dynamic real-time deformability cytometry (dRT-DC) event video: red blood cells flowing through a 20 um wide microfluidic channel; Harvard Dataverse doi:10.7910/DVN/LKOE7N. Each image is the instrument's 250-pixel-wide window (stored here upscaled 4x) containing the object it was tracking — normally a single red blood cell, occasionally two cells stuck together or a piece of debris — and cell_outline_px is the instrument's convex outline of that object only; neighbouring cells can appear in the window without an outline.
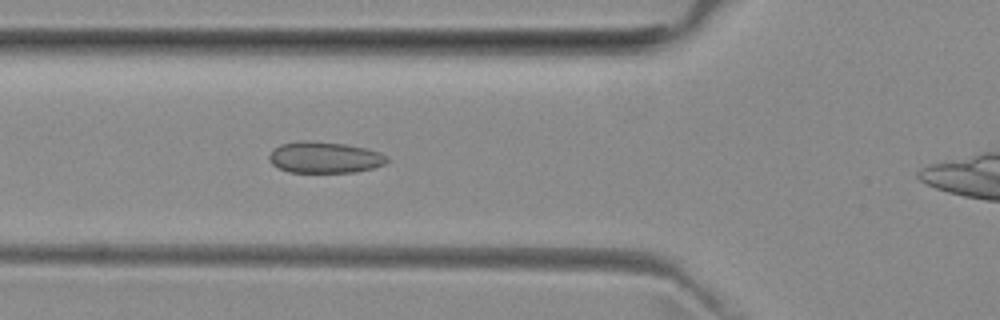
{"species": "common noctule bat (a hibernating species)", "species_latin": "Nyctalus noctula", "temperature_condition": "room temperature", "stored_images_in_passage": 16, "camera_frame_rate_fps": 3000, "um_per_image_px": 0.085, "animal": {"sex": "female", "body_mass_g": 29.2, "forearm_length_mm": 56.3}, "frame": {"image": 1, "passage_image": 7, "time_ms": 2.0, "image_size_px": [1000, 320], "cell_outline_px": [[388, 160], [384, 164], [372, 168], [356, 172], [288, 172], [272, 164], [268, 160], [268, 156], [272, 148], [280, 144], [300, 140], [312, 140], [344, 144], [368, 148], [380, 152], [388, 156]], "centroid_in_image_um": [27.57, 13.36], "position_along_channel_um": 98.2, "area_um2": 21.79}}
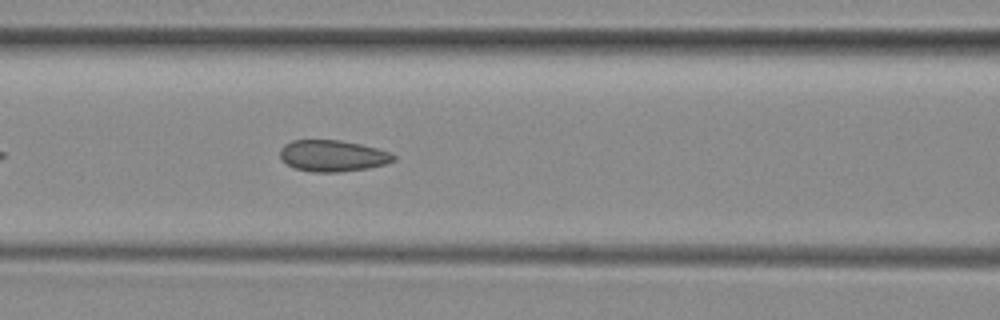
{"frame": {"image": 2, "passage_image": 10, "time_ms": 3.0, "image_size_px": [1000, 320], "cell_outline_px": [[396, 160], [384, 164], [368, 168], [340, 172], [312, 172], [296, 168], [288, 164], [280, 156], [280, 148], [284, 144], [292, 140], [340, 140], [360, 144], [376, 148], [388, 152], [396, 156]], "centroid_in_image_um": [28.27, 13.24], "position_along_channel_um": 138.3, "area_um2": 20.63}}
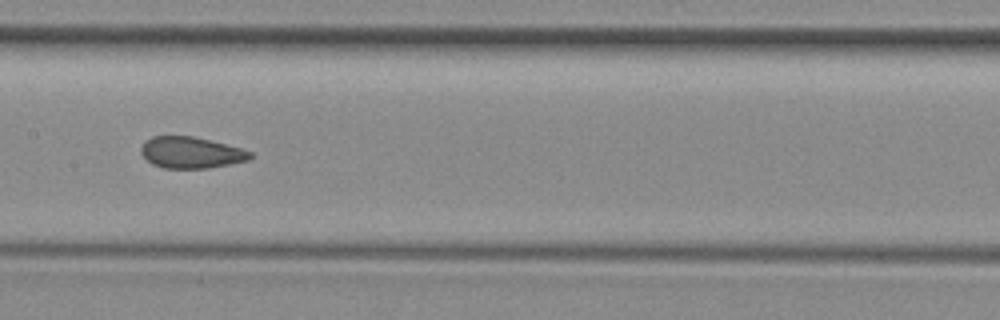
{"frame": {"image": 3, "passage_image": 14, "time_ms": 4.333, "image_size_px": [1000, 320], "cell_outline_px": [[252, 156], [248, 160], [208, 168], [164, 168], [152, 164], [140, 152], [140, 148], [144, 140], [152, 136], [192, 136], [240, 148], [252, 152]], "centroid_in_image_um": [16.19, 12.96], "position_along_channel_um": 191.2, "area_um2": 19.77}}